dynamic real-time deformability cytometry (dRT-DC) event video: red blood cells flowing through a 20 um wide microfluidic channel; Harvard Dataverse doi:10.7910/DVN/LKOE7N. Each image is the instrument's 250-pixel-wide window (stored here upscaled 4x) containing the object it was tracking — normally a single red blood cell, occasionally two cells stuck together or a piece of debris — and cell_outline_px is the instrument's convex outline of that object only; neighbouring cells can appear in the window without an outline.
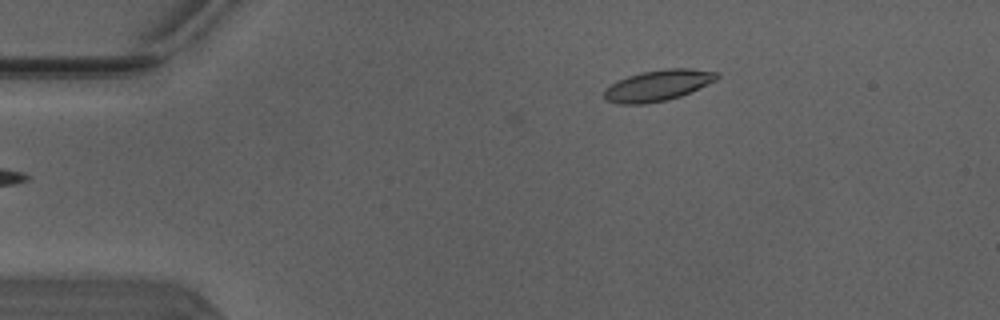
{"species": "Egyptian fruit bat (a non-hibernating species)", "species_latin": "Rousettus aegyptiacus", "temperature_condition": "warm", "stored_images_in_passage": 6, "camera_frame_rate_fps": 3000, "um_per_image_px": 0.085, "animal": {"sex": "male"}, "frame": {"image": 1, "passage_image": 1, "time_ms": 0.0, "image_size_px": [1000, 320], "cell_outline_px": [[720, 76], [716, 80], [680, 96], [668, 100], [644, 104], [616, 104], [604, 100], [604, 88], [628, 76], [640, 72], [664, 68], [692, 68], [720, 72]], "centroid_in_image_um": [55.92, 7.26], "position_along_channel_um": 29.1, "area_um2": 20.52}}